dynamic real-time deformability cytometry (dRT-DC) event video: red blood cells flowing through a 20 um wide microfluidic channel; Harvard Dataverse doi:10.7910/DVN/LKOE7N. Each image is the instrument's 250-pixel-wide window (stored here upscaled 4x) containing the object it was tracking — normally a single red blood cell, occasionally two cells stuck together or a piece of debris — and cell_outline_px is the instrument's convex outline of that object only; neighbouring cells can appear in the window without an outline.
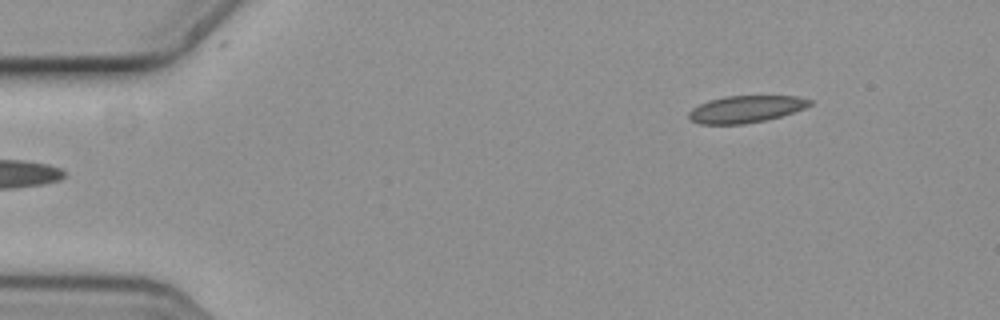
{"species": "common noctule bat (a hibernating species)", "species_latin": "Nyctalus noctula", "temperature_condition": "cold", "stored_images_in_passage": 5, "camera_frame_rate_fps": 3000, "um_per_image_px": 0.085, "animal": {"sex": "female", "body_mass_g": 19.3, "forearm_length_mm": 54.1}, "frame": {"image": 1, "passage_image": 5, "time_ms": 1.333, "image_size_px": [1000, 320], "cell_outline_px": [[812, 104], [804, 108], [780, 116], [764, 120], [744, 124], [700, 124], [692, 120], [688, 116], [688, 112], [692, 108], [708, 100], [724, 96], [796, 96], [812, 100]], "centroid_in_image_um": [63.37, 9.27], "position_along_channel_um": 21.6, "area_um2": 18.9}}